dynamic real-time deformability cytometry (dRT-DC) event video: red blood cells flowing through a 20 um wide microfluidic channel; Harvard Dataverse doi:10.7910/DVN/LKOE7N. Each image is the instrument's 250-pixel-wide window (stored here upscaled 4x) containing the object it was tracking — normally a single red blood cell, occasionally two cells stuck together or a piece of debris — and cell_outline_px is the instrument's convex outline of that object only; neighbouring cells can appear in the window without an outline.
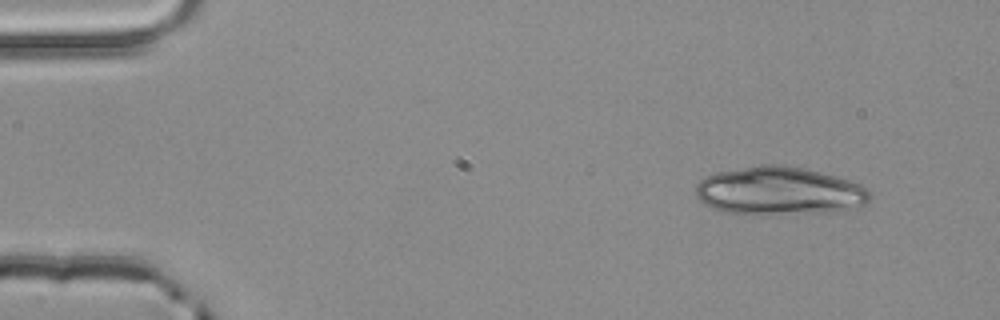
{"species": "common noctule bat (a hibernating species)", "species_latin": "Nyctalus noctula", "temperature_condition": "room temperature", "stored_images_in_passage": 3, "camera_frame_rate_fps": 3000, "um_per_image_px": 0.085, "animal": {"sex": "male", "body_mass_g": 20.4}, "frame": {"image": 1, "passage_image": 1, "time_ms": 0.0, "image_size_px": [1000, 320], "cell_outline_px": [[872, 196], [864, 204], [856, 208], [824, 212], [720, 212], [704, 204], [696, 196], [696, 184], [704, 176], [716, 172], [760, 164], [776, 164], [804, 168], [836, 176], [860, 184], [872, 192]], "centroid_in_image_um": [66.22, 16.19], "position_along_channel_um": 18.8, "area_um2": 48.21}}